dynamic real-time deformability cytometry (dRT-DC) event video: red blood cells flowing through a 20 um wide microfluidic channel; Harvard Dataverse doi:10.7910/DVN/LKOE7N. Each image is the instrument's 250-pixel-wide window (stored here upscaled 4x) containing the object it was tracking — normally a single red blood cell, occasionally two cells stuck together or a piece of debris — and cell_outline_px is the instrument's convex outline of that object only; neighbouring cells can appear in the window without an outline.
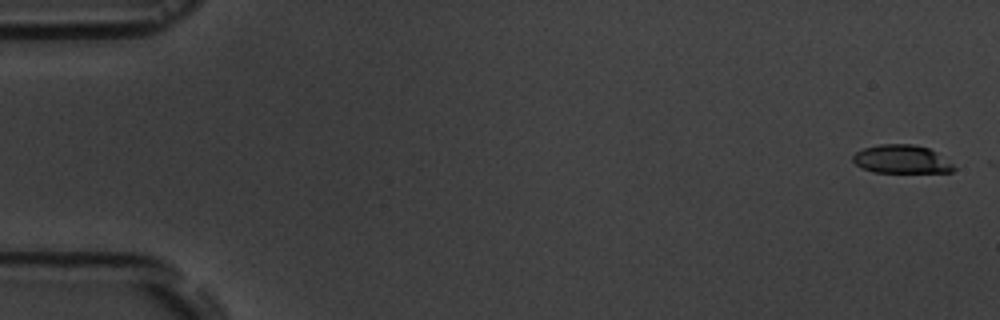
{"species": "common noctule bat (a hibernating species)", "species_latin": "Nyctalus noctula", "temperature_condition": "room temperature", "stored_images_in_passage": 7, "camera_frame_rate_fps": 3000, "um_per_image_px": 0.085, "animal": {"sex": "male", "body_mass_g": 19.5, "forearm_length_mm": 54.6}, "frame": {"image": 1, "passage_image": 1, "time_ms": 0.0, "image_size_px": [1000, 320], "cell_outline_px": [[956, 168], [952, 172], [872, 172], [856, 164], [852, 160], [852, 156], [856, 152], [864, 148], [880, 144], [912, 144], [928, 148], [936, 152], [952, 164]], "centroid_in_image_um": [76.62, 13.53], "position_along_channel_um": 8.4, "area_um2": 16.53}}
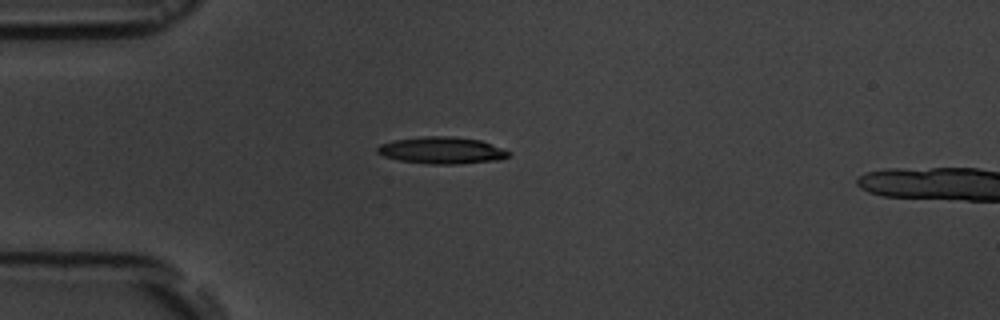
{"frame": {"image": 2, "passage_image": 5, "time_ms": 4.667, "image_size_px": [1000, 320], "cell_outline_px": [[512, 152], [508, 156], [500, 160], [460, 164], [432, 164], [400, 160], [384, 156], [376, 152], [376, 148], [380, 144], [392, 140], [424, 136], [452, 136], [480, 140]], "centroid_in_image_um": [37.55, 12.78], "position_along_channel_um": 47.4, "area_um2": 20.58}}
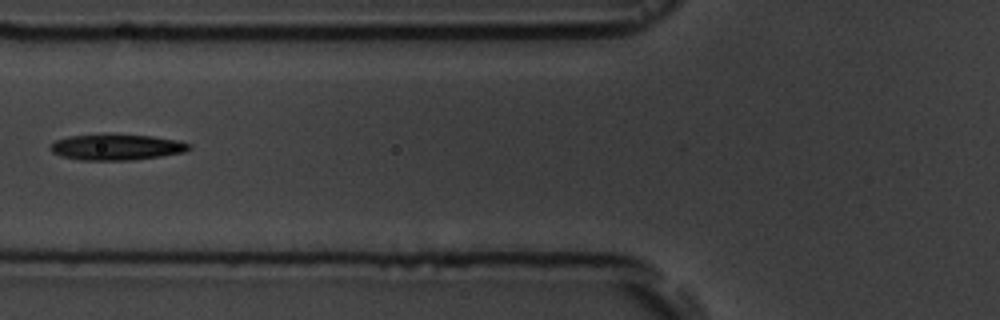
{"frame": {"image": 3, "passage_image": 7, "time_ms": 7.0, "image_size_px": [1000, 320], "cell_outline_px": [[192, 148], [184, 152], [160, 156], [132, 160], [80, 160], [60, 156], [52, 152], [48, 148], [56, 140], [68, 136], [152, 136], [180, 140], [192, 144]], "centroid_in_image_um": [9.94, 12.53], "position_along_channel_um": 115.9, "area_um2": 20.46}}